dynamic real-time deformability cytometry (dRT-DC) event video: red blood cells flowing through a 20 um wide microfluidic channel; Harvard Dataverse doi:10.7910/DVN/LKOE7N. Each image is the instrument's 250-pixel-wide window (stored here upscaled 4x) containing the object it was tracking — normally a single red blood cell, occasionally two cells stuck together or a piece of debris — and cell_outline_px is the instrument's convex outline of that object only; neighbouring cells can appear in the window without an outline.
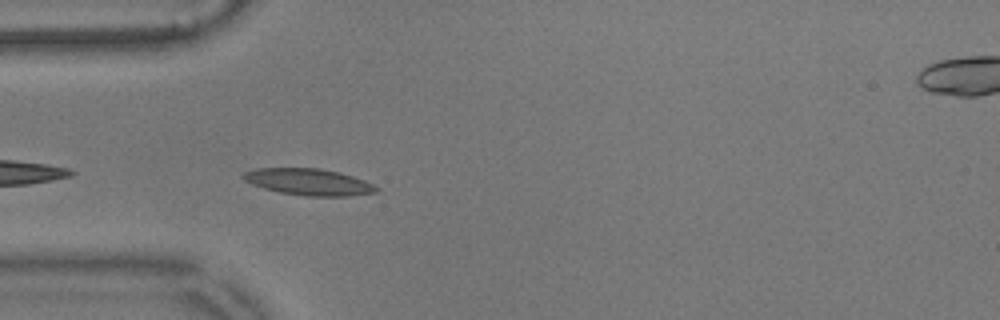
{"species": "common noctule bat (a hibernating species)", "species_latin": "Nyctalus noctula", "temperature_condition": "warm", "stored_images_in_passage": 6, "camera_frame_rate_fps": 3000, "um_per_image_px": 0.085, "animal": {"sex": "male", "body_mass_g": 17.9}, "frame": {"image": 1, "passage_image": 2, "time_ms": 0.333, "image_size_px": [1000, 320], "cell_outline_px": [[380, 188], [376, 192], [348, 196], [304, 196], [280, 192], [264, 188], [252, 184], [244, 180], [240, 176], [244, 172], [256, 168], [320, 168], [340, 172], [364, 180]], "centroid_in_image_um": [26.23, 15.46], "position_along_channel_um": 58.8, "area_um2": 20.63}}